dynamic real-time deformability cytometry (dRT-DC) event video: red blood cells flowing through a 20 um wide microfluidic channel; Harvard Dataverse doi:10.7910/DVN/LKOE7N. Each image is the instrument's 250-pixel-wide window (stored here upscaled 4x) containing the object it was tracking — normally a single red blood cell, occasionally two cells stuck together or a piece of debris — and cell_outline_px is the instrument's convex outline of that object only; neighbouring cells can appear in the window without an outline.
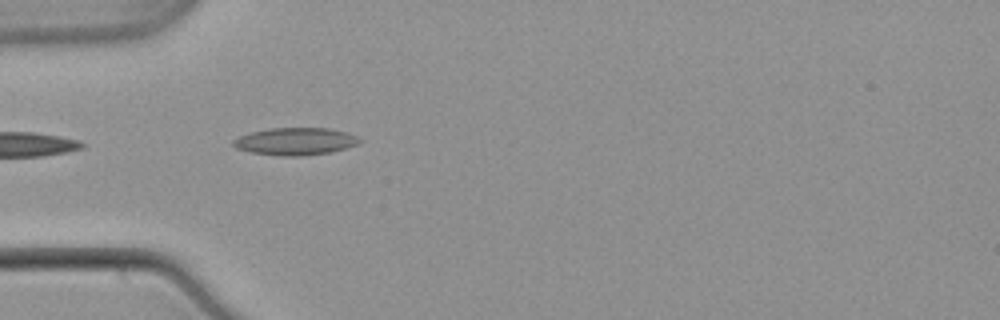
{"species": "common noctule bat (a hibernating species)", "species_latin": "Nyctalus noctula", "temperature_condition": "warm", "stored_images_in_passage": 7, "camera_frame_rate_fps": 3000, "um_per_image_px": 0.085, "animal": {"sex": "male", "body_mass_g": 21.5, "forearm_length_mm": 52.0}, "frame": {"image": 1, "passage_image": 3, "time_ms": 0.667, "image_size_px": [1000, 320], "cell_outline_px": [[364, 140], [356, 144], [344, 148], [328, 152], [300, 156], [284, 156], [252, 152], [236, 148], [232, 144], [232, 140], [240, 136], [252, 132], [268, 128], [328, 128], [344, 132], [356, 136]], "centroid_in_image_um": [25.08, 12.01], "position_along_channel_um": 59.9, "area_um2": 19.83}}